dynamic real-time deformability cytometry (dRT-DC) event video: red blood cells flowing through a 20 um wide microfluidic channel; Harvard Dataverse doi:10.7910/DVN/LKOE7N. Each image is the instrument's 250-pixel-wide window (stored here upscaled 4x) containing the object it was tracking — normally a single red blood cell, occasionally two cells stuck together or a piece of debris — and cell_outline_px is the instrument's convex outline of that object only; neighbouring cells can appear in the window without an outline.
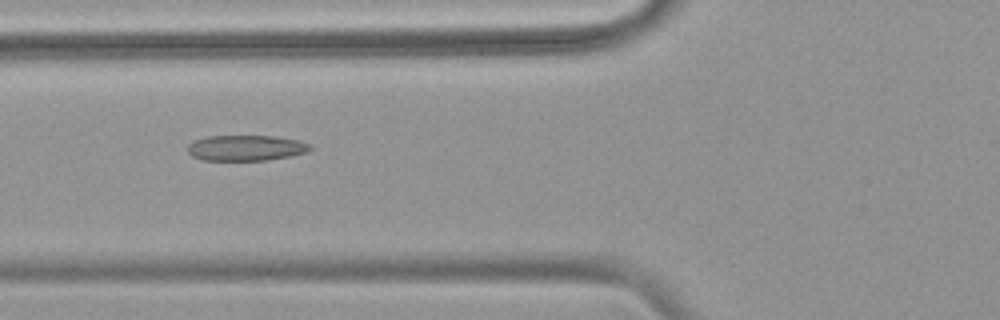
{"species": "common noctule bat (a hibernating species)", "species_latin": "Nyctalus noctula", "temperature_condition": "warm", "stored_images_in_passage": 39, "camera_frame_rate_fps": 3000, "um_per_image_px": 0.085, "animal": {"sex": "female", "body_mass_g": 18.4}, "frame": {"image": 1, "passage_image": 8, "time_ms": 2.333, "image_size_px": [1000, 320], "cell_outline_px": [[312, 148], [308, 152], [268, 160], [204, 160], [192, 156], [188, 152], [188, 144], [196, 140], [208, 136], [276, 136], [300, 140], [312, 144]], "centroid_in_image_um": [20.95, 12.57], "position_along_channel_um": 104.8, "area_um2": 18.32}}
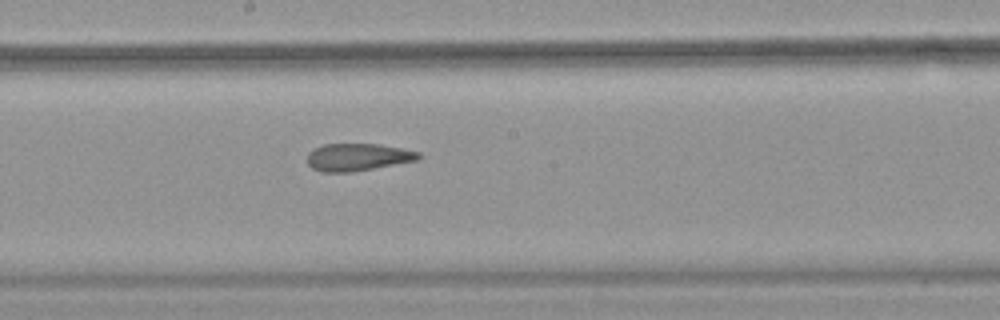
{"frame": {"image": 2, "passage_image": 17, "time_ms": 5.333, "image_size_px": [1000, 320], "cell_outline_px": [[420, 156], [416, 160], [352, 172], [320, 172], [312, 168], [308, 164], [308, 152], [324, 144], [380, 144], [420, 152]], "centroid_in_image_um": [30.37, 13.35], "position_along_channel_um": 217.8, "area_um2": 17.57}}
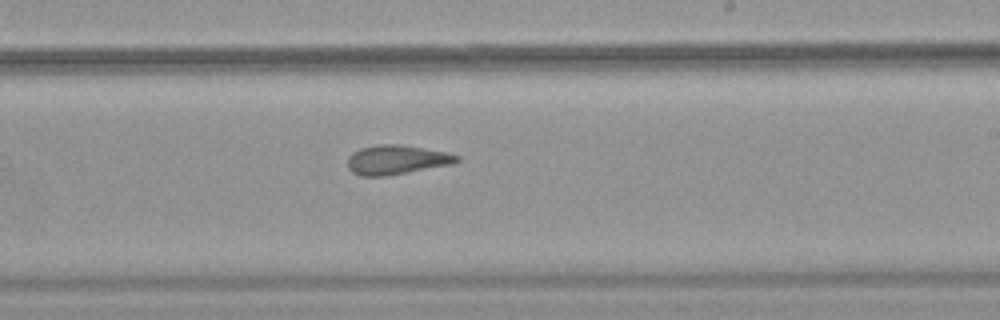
{"frame": {"image": 3, "passage_image": 20, "time_ms": 6.333, "image_size_px": [1000, 320], "cell_outline_px": [[460, 160], [452, 164], [388, 176], [360, 176], [352, 172], [348, 168], [348, 156], [352, 152], [360, 148], [376, 144], [400, 144], [448, 152], [460, 156]], "centroid_in_image_um": [33.7, 13.58], "position_along_channel_um": 255.3, "area_um2": 18.9}}